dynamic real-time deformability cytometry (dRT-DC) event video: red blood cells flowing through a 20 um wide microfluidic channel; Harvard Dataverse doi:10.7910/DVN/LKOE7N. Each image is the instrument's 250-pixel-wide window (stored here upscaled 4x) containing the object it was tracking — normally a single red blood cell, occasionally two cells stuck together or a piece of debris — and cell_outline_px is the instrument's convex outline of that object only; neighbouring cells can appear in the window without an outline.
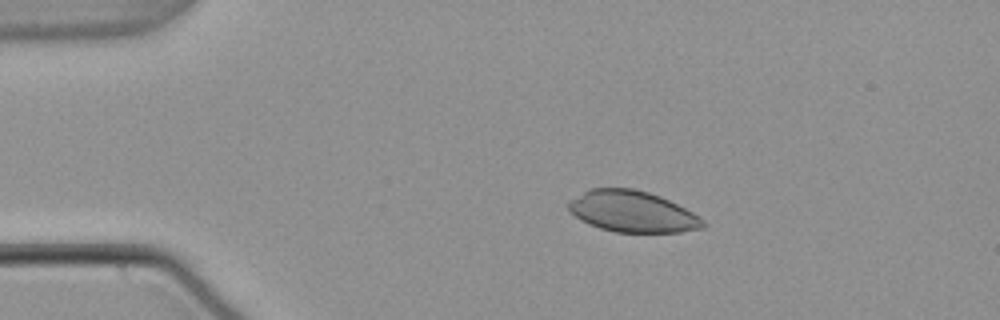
{"species": "common noctule bat (a hibernating species)", "species_latin": "Nyctalus noctula", "temperature_condition": "warm", "stored_images_in_passage": 47, "camera_frame_rate_fps": 3000, "um_per_image_px": 0.085, "animal": {"sex": "male", "body_mass_g": 21.5, "forearm_length_mm": 52.0}, "frame": {"image": 1, "passage_image": 3, "time_ms": 0.667, "image_size_px": [1000, 320], "cell_outline_px": [[708, 224], [704, 228], [680, 232], [616, 232], [600, 228], [588, 224], [580, 220], [568, 212], [568, 204], [572, 200], [584, 192], [592, 188], [636, 188], [660, 196], [692, 212], [704, 220]], "centroid_in_image_um": [53.76, 17.99], "position_along_channel_um": 31.2, "area_um2": 32.25}}
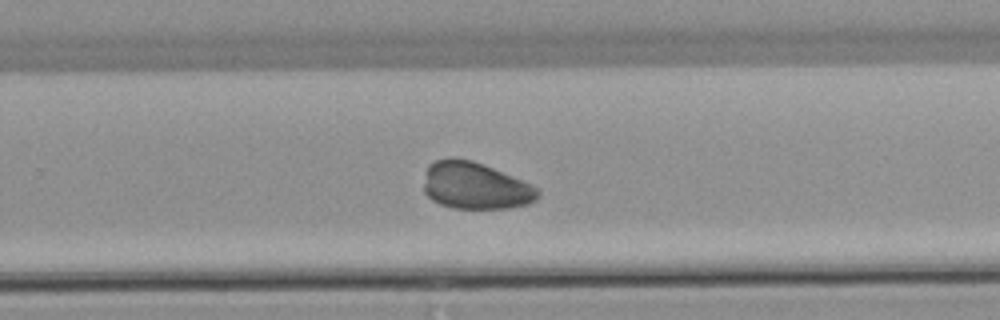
{"frame": {"image": 2, "passage_image": 28, "time_ms": 9.0, "image_size_px": [1000, 320], "cell_outline_px": [[540, 196], [536, 200], [528, 204], [508, 208], [452, 208], [440, 204], [432, 200], [424, 192], [424, 184], [428, 164], [436, 160], [472, 160], [532, 184], [540, 188]], "centroid_in_image_um": [40.44, 15.82], "position_along_channel_um": 289.4, "area_um2": 30.87}}
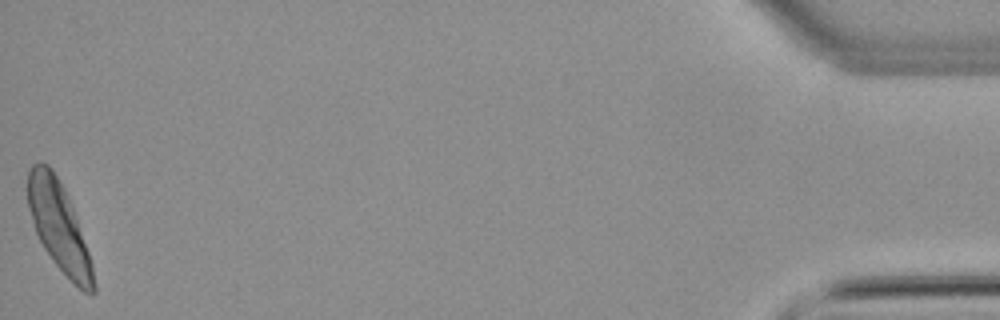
{"frame": {"image": 3, "passage_image": 47, "time_ms": 15.333, "image_size_px": [1000, 320], "cell_outline_px": [[96, 292], [92, 296], [84, 292], [56, 264], [44, 248], [36, 232], [28, 208], [28, 168], [32, 164], [40, 160], [48, 164], [52, 168], [60, 180], [64, 188], [72, 208], [88, 252], [92, 264], [96, 288]], "centroid_in_image_um": [4.99, 19.21], "position_along_channel_um": 430.2, "area_um2": 33.35}}